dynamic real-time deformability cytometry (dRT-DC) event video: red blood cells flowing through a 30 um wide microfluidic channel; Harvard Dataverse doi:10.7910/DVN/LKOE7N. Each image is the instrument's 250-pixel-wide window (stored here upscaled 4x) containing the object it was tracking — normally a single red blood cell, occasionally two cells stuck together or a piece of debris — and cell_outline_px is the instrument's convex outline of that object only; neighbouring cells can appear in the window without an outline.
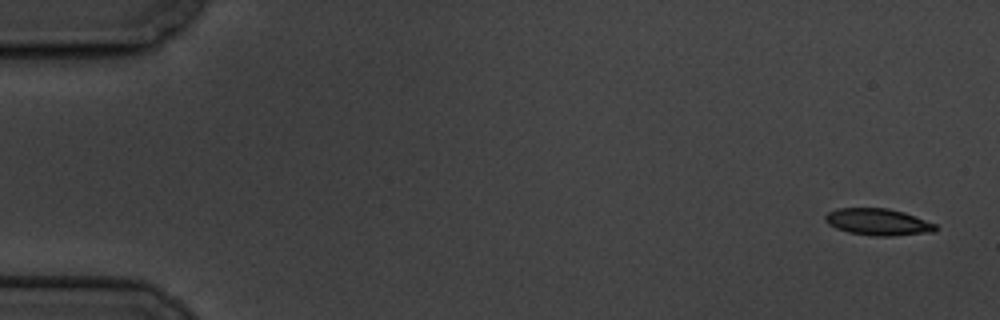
{"species": "common noctule bat (a hibernating species)", "species_latin": "Nyctalus noctula", "temperature_condition": "cold", "stored_images_in_passage": 9, "camera_frame_rate_fps": 3000, "um_per_image_px": 0.085, "animal": {"sex": "male", "body_mass_g": 19.5, "forearm_length_mm": 54.6}, "frame": {"image": 1, "passage_image": 1, "time_ms": 0.0, "image_size_px": [1000, 320], "cell_outline_px": [[936, 232], [892, 236], [872, 236], [848, 232], [836, 228], [828, 224], [824, 220], [824, 216], [828, 212], [836, 208], [888, 208], [904, 212], [936, 224]], "centroid_in_image_um": [74.62, 18.87], "position_along_channel_um": 10.4, "area_um2": 17.34}}
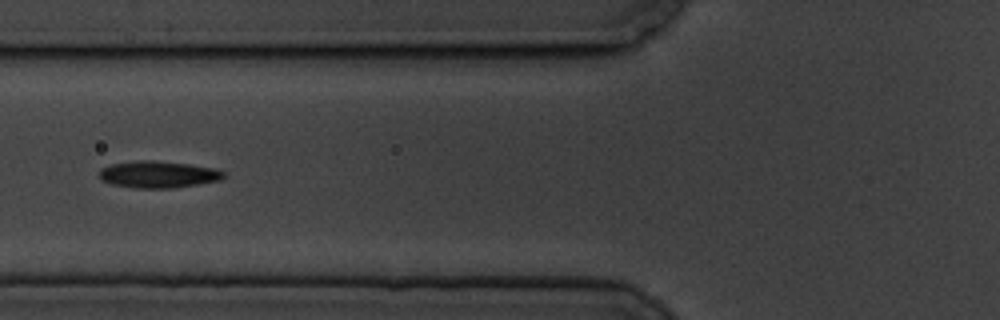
{"frame": {"image": 2, "passage_image": 7, "time_ms": 7.0, "image_size_px": [1000, 320], "cell_outline_px": [[224, 176], [220, 180], [172, 188], [136, 188], [112, 184], [100, 180], [100, 168], [112, 164], [140, 160], [152, 160], [188, 164], [216, 168], [224, 172]], "centroid_in_image_um": [13.43, 14.82], "position_along_channel_um": 112.4, "area_um2": 19.31}}
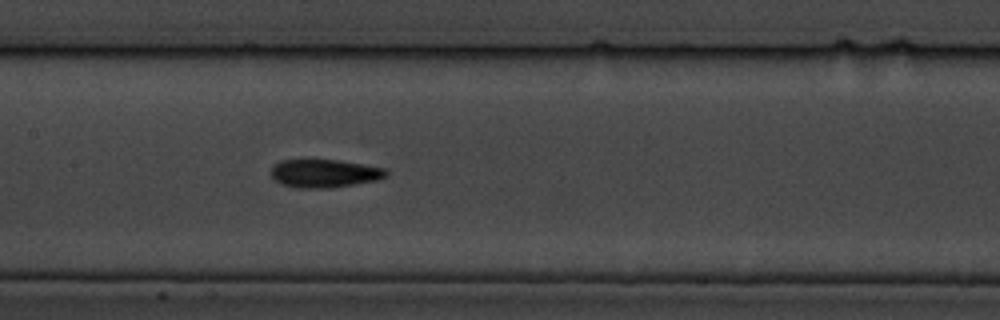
{"frame": {"image": 3, "passage_image": 9, "time_ms": 9.0, "image_size_px": [1000, 320], "cell_outline_px": [[388, 176], [376, 180], [328, 188], [300, 188], [280, 184], [272, 176], [272, 168], [280, 160], [340, 160], [384, 168], [388, 172]], "centroid_in_image_um": [27.58, 14.74], "position_along_channel_um": 179.8, "area_um2": 18.67}}